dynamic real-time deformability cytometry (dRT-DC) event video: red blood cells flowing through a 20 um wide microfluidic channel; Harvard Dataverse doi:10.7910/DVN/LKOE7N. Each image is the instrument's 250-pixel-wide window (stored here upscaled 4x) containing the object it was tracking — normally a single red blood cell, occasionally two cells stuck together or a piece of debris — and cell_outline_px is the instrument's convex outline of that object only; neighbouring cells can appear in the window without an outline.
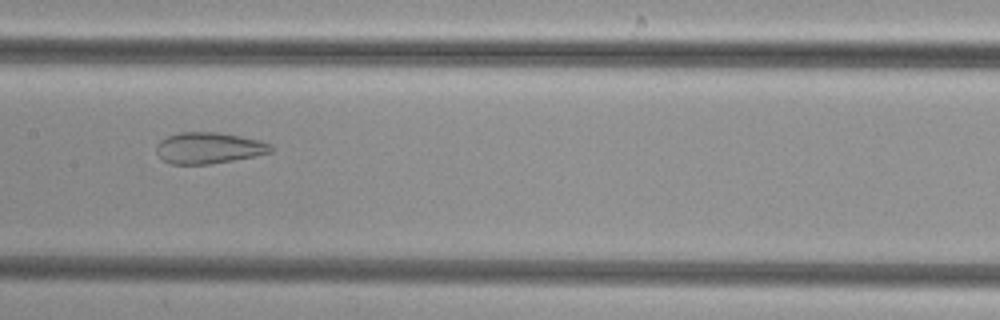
{"species": "common noctule bat (a hibernating species)", "species_latin": "Nyctalus noctula", "temperature_condition": "cold", "stored_images_in_passage": 37, "camera_frame_rate_fps": 3000, "um_per_image_px": 0.085, "animal": {"sex": "female", "body_mass_g": 29.2, "forearm_length_mm": 56.3}, "frame": {"image": 1, "passage_image": 12, "time_ms": 3.667, "image_size_px": [1000, 320], "cell_outline_px": [[272, 152], [256, 156], [208, 164], [168, 164], [156, 152], [156, 144], [160, 140], [168, 136], [180, 132], [220, 132], [260, 140], [272, 144]], "centroid_in_image_um": [17.75, 12.57], "position_along_channel_um": 189.7, "area_um2": 20.92}}
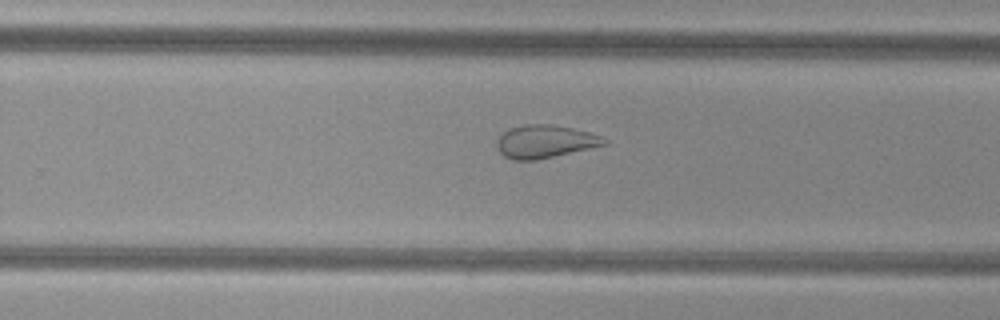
{"frame": {"image": 2, "passage_image": 19, "time_ms": 6.0, "image_size_px": [1000, 320], "cell_outline_px": [[608, 144], [536, 160], [512, 160], [504, 156], [496, 148], [496, 140], [508, 128], [524, 124], [548, 124], [572, 128], [588, 132], [600, 136], [608, 140]], "centroid_in_image_um": [46.29, 12.03], "position_along_channel_um": 283.5, "area_um2": 20.58}}
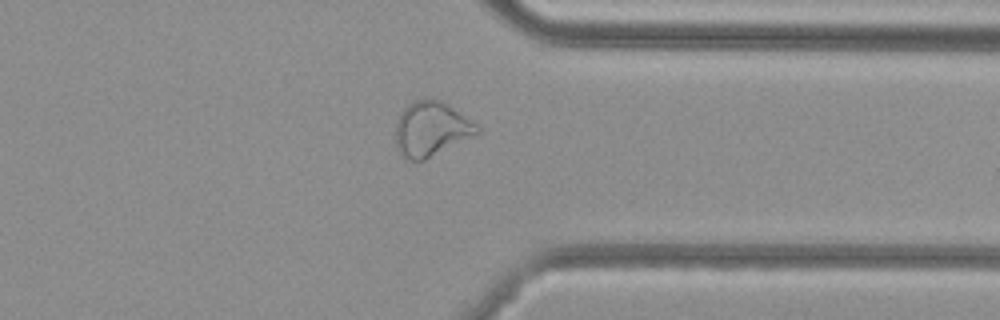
{"frame": {"image": 3, "passage_image": 26, "time_ms": 8.333, "image_size_px": [1000, 320], "cell_outline_px": [[480, 132], [424, 160], [408, 160], [400, 156], [396, 144], [396, 124], [400, 112], [412, 100], [432, 96], [448, 104], [476, 124], [480, 128]], "centroid_in_image_um": [36.61, 10.93], "position_along_channel_um": 374.8, "area_um2": 26.01}}